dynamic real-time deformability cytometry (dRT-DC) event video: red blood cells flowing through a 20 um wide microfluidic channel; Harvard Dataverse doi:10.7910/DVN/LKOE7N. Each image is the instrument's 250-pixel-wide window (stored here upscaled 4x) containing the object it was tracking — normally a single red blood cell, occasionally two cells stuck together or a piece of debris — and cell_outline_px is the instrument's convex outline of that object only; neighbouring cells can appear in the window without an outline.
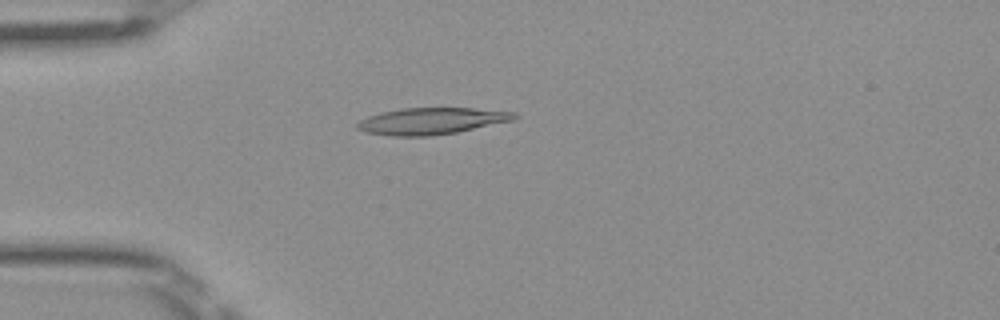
{"species": "Egyptian fruit bat (a non-hibernating species)", "species_latin": "Rousettus aegyptiacus", "temperature_condition": "room temperature", "stored_images_in_passage": 49, "camera_frame_rate_fps": 3000, "um_per_image_px": 0.085, "frame": {"image": 1, "passage_image": 13, "time_ms": 4.0, "image_size_px": [1000, 320], "cell_outline_px": [[520, 116], [516, 120], [456, 132], [428, 136], [392, 136], [364, 132], [356, 128], [356, 124], [360, 120], [368, 116], [384, 112], [404, 108], [472, 108], [516, 112]], "centroid_in_image_um": [36.72, 10.29], "position_along_channel_um": 48.3, "area_um2": 24.39}}
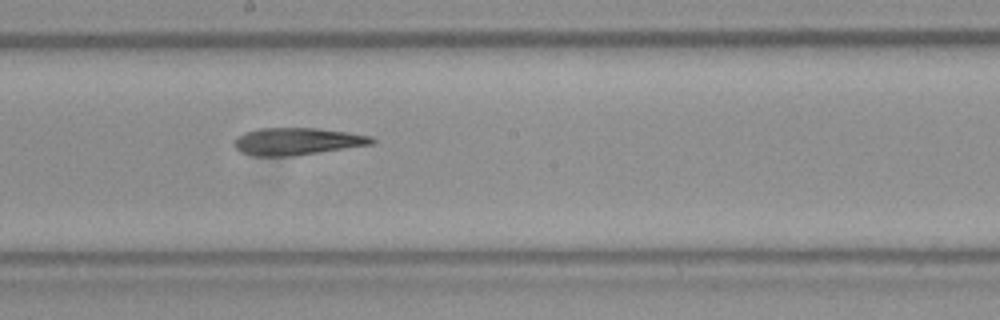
{"frame": {"image": 2, "passage_image": 27, "time_ms": 8.667, "image_size_px": [1000, 320], "cell_outline_px": [[376, 140], [372, 144], [296, 156], [252, 156], [240, 152], [232, 144], [236, 136], [244, 132], [260, 128], [316, 128], [348, 132], [372, 136]], "centroid_in_image_um": [25.21, 12.02], "position_along_channel_um": 223.0, "area_um2": 22.08}}
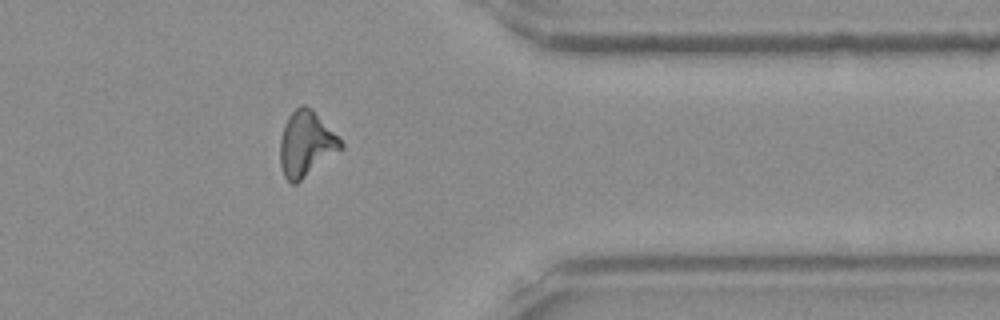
{"frame": {"image": 3, "passage_image": 40, "time_ms": 13.0, "image_size_px": [1000, 320], "cell_outline_px": [[344, 148], [296, 184], [292, 184], [284, 176], [280, 164], [280, 136], [284, 124], [288, 116], [300, 104], [304, 104], [312, 108], [344, 144]], "centroid_in_image_um": [26.01, 12.23], "position_along_channel_um": 385.4, "area_um2": 23.18}, "authors_computed_cell_mechanics": {"area_um2": 22.8888, "velocity_mm_per_s": 4.051, "shape_relaxation_time_tau1_ms": null, "shape_relaxation_time_tau2_ms": 8.4813, "deformation_change_tau1": null, "deformation_change_tau2": 0.232}}